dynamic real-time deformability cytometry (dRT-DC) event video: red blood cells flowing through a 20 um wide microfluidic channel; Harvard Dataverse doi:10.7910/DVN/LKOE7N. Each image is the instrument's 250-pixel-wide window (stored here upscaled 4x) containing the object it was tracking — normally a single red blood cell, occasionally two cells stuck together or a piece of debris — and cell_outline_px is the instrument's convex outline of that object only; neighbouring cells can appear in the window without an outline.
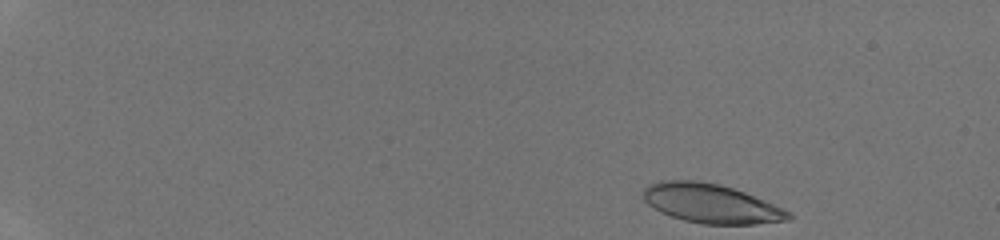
{"species": "human", "species_latin": "Homo sapiens", "temperature_condition": "room temperature", "stored_images_in_passage": 40, "camera_frame_rate_fps": 3000, "um_per_image_px": 0.085, "donor": {"sex": "male"}, "frame": {"image": 1, "passage_image": 1, "time_ms": 0.0, "image_size_px": [1000, 240], "cell_outline_px": [[792, 220], [756, 224], [704, 224], [684, 220], [660, 212], [648, 204], [644, 200], [644, 188], [648, 184], [660, 180], [700, 180], [720, 184], [744, 192], [772, 204], [788, 212], [792, 216]], "centroid_in_image_um": [60.4, 17.29], "position_along_channel_um": 24.6, "area_um2": 32.95}}
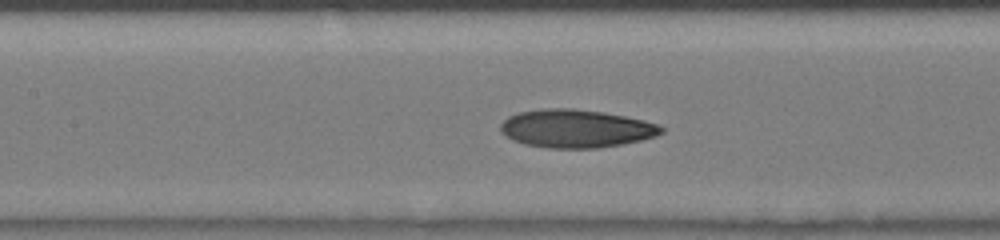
{"frame": {"image": 2, "passage_image": 19, "time_ms": 6.0, "image_size_px": [1000, 240], "cell_outline_px": [[664, 132], [656, 136], [640, 140], [620, 144], [596, 148], [548, 148], [524, 144], [512, 140], [504, 136], [500, 132], [500, 124], [508, 116], [520, 112], [544, 108], [572, 108], [604, 112], [644, 120], [660, 124], [664, 128]], "centroid_in_image_um": [48.94, 10.92], "position_along_channel_um": 158.5, "area_um2": 35.89}}
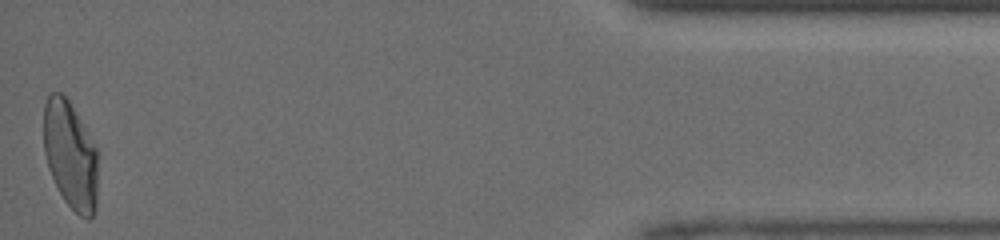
{"frame": {"image": 3, "passage_image": 40, "time_ms": 13.0, "image_size_px": [1000, 240], "cell_outline_px": [[96, 208], [92, 216], [88, 220], [80, 216], [64, 200], [48, 168], [44, 152], [44, 104], [48, 96], [52, 92], [60, 92], [68, 100], [80, 120], [96, 148]], "centroid_in_image_um": [5.96, 13.19], "position_along_channel_um": 429.2, "area_um2": 33.47}}